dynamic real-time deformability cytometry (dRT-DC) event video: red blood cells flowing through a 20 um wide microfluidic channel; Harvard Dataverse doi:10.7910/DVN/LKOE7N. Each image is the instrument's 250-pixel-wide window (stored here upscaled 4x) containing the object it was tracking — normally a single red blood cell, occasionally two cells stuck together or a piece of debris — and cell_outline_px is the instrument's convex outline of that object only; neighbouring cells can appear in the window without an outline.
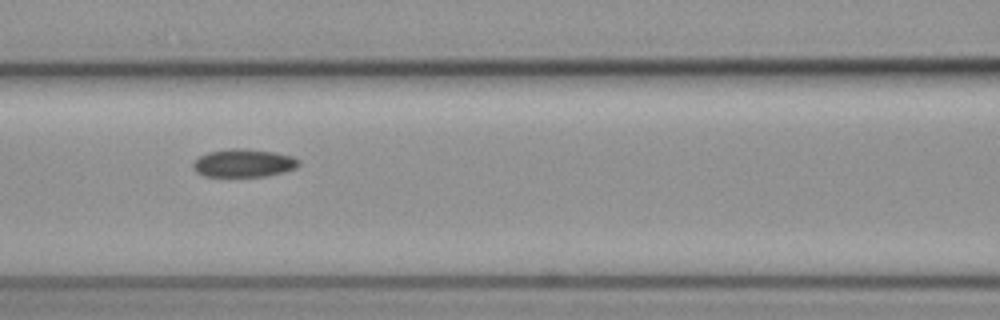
{"species": "common noctule bat (a hibernating species)", "species_latin": "Nyctalus noctula", "temperature_condition": "cold", "stored_images_in_passage": 9, "camera_frame_rate_fps": 3000, "um_per_image_px": 0.085, "animal": {"sex": "female", "body_mass_g": 19.3, "forearm_length_mm": 54.1}, "frame": {"image": 1, "passage_image": 8, "time_ms": 2.333, "image_size_px": [1000, 320], "cell_outline_px": [[300, 164], [296, 168], [284, 172], [264, 176], [204, 176], [196, 172], [192, 168], [192, 160], [208, 152], [228, 148], [244, 148], [276, 152], [292, 156], [300, 160]], "centroid_in_image_um": [20.69, 13.85], "position_along_channel_um": 145.9, "area_um2": 17.51}}